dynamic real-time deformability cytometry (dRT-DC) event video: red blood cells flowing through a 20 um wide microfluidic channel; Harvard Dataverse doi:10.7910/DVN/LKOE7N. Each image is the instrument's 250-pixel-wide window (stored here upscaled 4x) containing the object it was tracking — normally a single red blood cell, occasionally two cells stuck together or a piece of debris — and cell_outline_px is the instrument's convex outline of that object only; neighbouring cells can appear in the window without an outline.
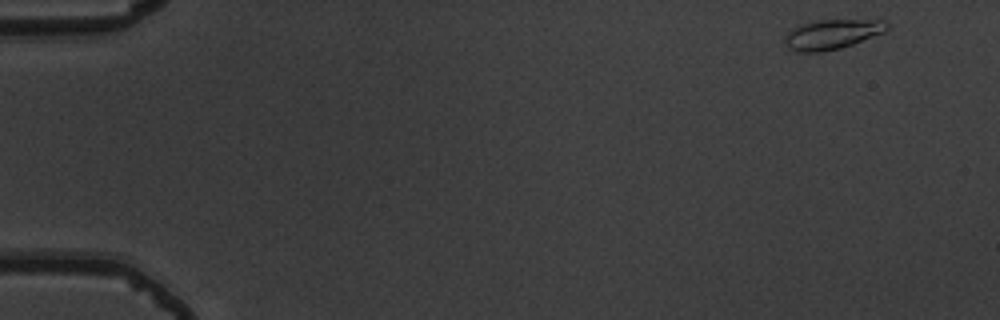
{"species": "common noctule bat (a hibernating species)", "species_latin": "Nyctalus noctula", "temperature_condition": "warm", "stored_images_in_passage": 52, "camera_frame_rate_fps": 3000, "um_per_image_px": 0.085, "animal": {"sex": "male", "body_mass_g": 19.5, "forearm_length_mm": 54.6}, "frame": {"image": 1, "passage_image": 1, "time_ms": 0.0, "image_size_px": [1000, 320], "cell_outline_px": [[888, 28], [884, 32], [852, 44], [840, 48], [820, 52], [796, 52], [788, 48], [784, 44], [784, 36], [792, 28], [800, 24], [816, 20], [884, 20], [888, 24]], "centroid_in_image_um": [70.67, 2.91], "position_along_channel_um": 14.3, "area_um2": 17.74}}
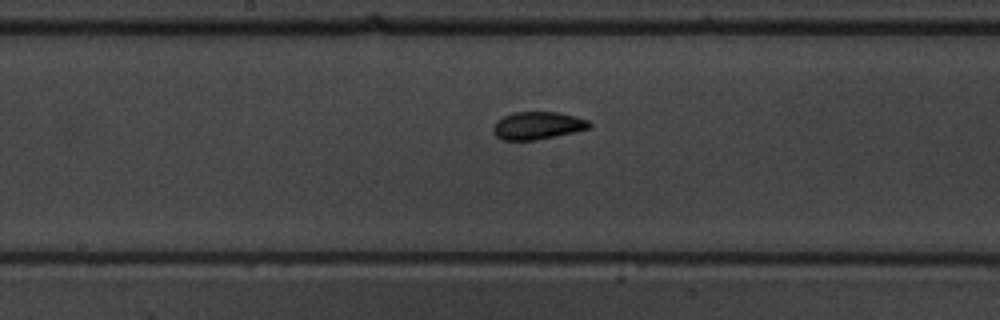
{"frame": {"image": 2, "passage_image": 27, "time_ms": 8.667, "image_size_px": [1000, 320], "cell_outline_px": [[592, 128], [556, 136], [536, 140], [500, 140], [492, 132], [492, 128], [496, 120], [512, 112], [556, 112], [588, 120], [592, 124]], "centroid_in_image_um": [45.66, 10.68], "position_along_channel_um": 202.5, "area_um2": 15.61}}
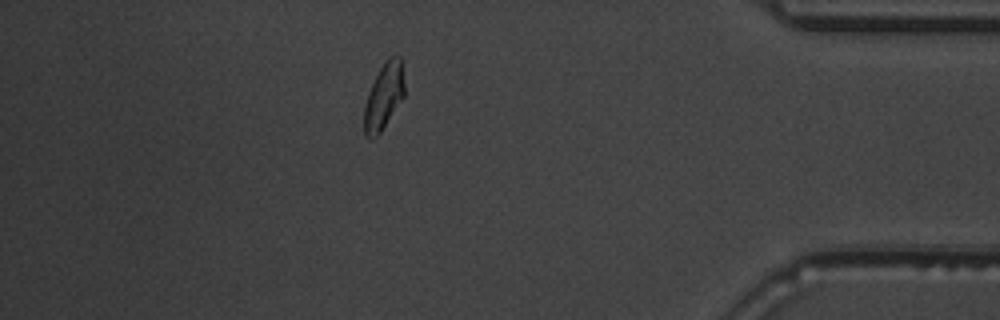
{"frame": {"image": 3, "passage_image": 46, "time_ms": 15.0, "image_size_px": [1000, 320], "cell_outline_px": [[404, 96], [380, 132], [372, 140], [364, 136], [364, 104], [368, 92], [380, 68], [392, 56], [400, 56], [404, 84]], "centroid_in_image_um": [32.6, 8.24], "position_along_channel_um": 402.6, "area_um2": 15.2}, "authors_computed_cell_mechanics": {"area_um2": 15.4904, "velocity_mm_per_s": 3.7202, "shape_relaxation_time_tau1_ms": 3.4058, "shape_relaxation_time_tau2_ms": 1.3023, "deformation_change_tau1": 0.1365, "deformation_change_tau2": 0.0602}}